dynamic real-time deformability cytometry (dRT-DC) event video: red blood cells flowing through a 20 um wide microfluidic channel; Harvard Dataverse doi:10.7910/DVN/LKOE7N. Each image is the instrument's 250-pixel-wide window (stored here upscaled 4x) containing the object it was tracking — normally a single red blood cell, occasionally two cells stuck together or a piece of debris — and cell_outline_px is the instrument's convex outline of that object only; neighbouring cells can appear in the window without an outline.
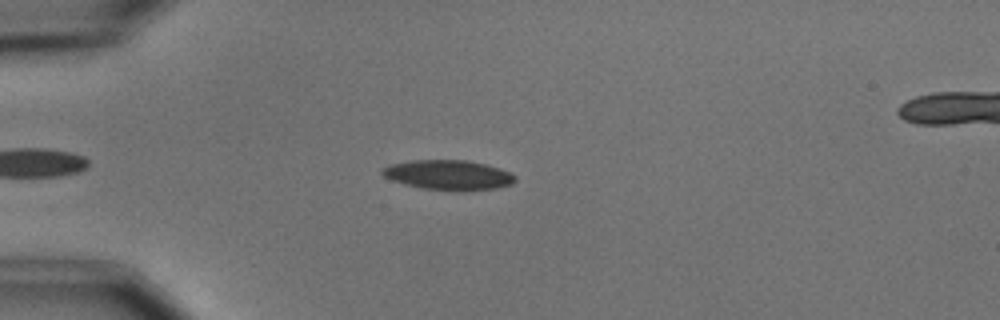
{"species": "common noctule bat (a hibernating species)", "species_latin": "Nyctalus noctula", "temperature_condition": "cold", "stored_images_in_passage": 3, "camera_frame_rate_fps": 3000, "um_per_image_px": 0.085, "animal": {"sex": "male", "body_mass_g": 15.6}, "frame": {"image": 1, "passage_image": 2, "time_ms": 1.0, "image_size_px": [1000, 320], "cell_outline_px": [[516, 180], [512, 184], [496, 188], [464, 192], [460, 192], [420, 188], [404, 184], [392, 180], [384, 176], [380, 172], [380, 168], [388, 164], [412, 160], [468, 160], [500, 168], [516, 176]], "centroid_in_image_um": [38.09, 14.88], "position_along_channel_um": 46.9, "area_um2": 23.52}}